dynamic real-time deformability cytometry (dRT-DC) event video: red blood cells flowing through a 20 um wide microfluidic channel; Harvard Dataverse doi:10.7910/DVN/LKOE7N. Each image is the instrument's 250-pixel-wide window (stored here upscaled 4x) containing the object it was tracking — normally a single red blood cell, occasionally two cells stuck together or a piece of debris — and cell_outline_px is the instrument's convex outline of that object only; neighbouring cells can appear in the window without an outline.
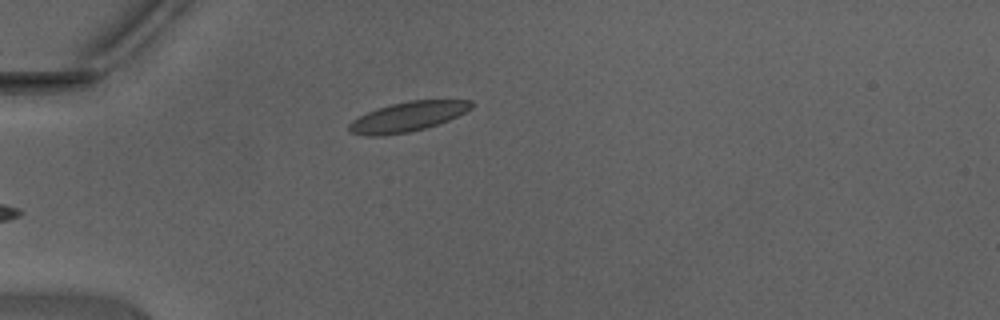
{"species": "Egyptian fruit bat (a non-hibernating species)", "species_latin": "Rousettus aegyptiacus", "temperature_condition": "warm", "stored_images_in_passage": 31, "camera_frame_rate_fps": 3000, "um_per_image_px": 0.085, "animal": {"sex": "male"}, "frame": {"image": 1, "passage_image": 2, "time_ms": 0.333, "image_size_px": [1000, 320], "cell_outline_px": [[472, 108], [448, 120], [424, 128], [408, 132], [384, 136], [364, 136], [348, 132], [348, 124], [352, 120], [376, 108], [408, 100], [472, 100]], "centroid_in_image_um": [34.59, 9.93], "position_along_channel_um": 50.4, "area_um2": 21.1}}
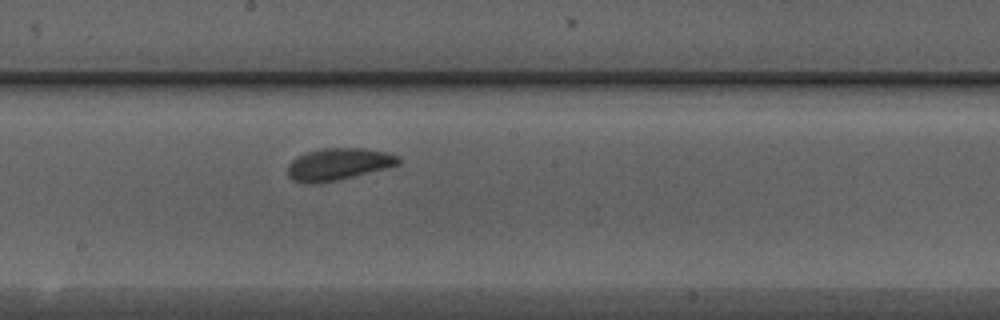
{"frame": {"image": 2, "passage_image": 15, "time_ms": 4.667, "image_size_px": [1000, 320], "cell_outline_px": [[400, 164], [388, 168], [340, 180], [320, 184], [304, 184], [292, 180], [288, 176], [288, 164], [296, 156], [308, 152], [324, 148], [364, 148], [388, 152], [400, 156]], "centroid_in_image_um": [28.77, 13.97], "position_along_channel_um": 219.4, "area_um2": 21.15}}
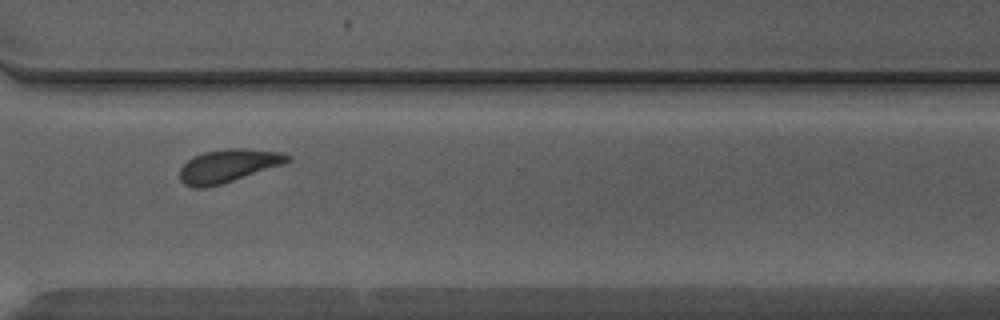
{"frame": {"image": 3, "passage_image": 24, "time_ms": 7.667, "image_size_px": [1000, 320], "cell_outline_px": [[292, 160], [284, 164], [220, 184], [204, 188], [192, 188], [184, 184], [180, 180], [180, 168], [192, 156], [204, 152], [228, 148], [244, 148], [284, 152], [292, 156]], "centroid_in_image_um": [19.41, 14.08], "position_along_channel_um": 351.2, "area_um2": 20.87}, "authors_computed_cell_mechanics": {"area_um2": 20.8658, "velocity_mm_per_s": 4.3872, "shape_relaxation_time_tau1_ms": 1.9474, "shape_relaxation_time_tau2_ms": 2.1113, "deformation_change_tau1": 0.085, "deformation_change_tau2": 0.0641}}